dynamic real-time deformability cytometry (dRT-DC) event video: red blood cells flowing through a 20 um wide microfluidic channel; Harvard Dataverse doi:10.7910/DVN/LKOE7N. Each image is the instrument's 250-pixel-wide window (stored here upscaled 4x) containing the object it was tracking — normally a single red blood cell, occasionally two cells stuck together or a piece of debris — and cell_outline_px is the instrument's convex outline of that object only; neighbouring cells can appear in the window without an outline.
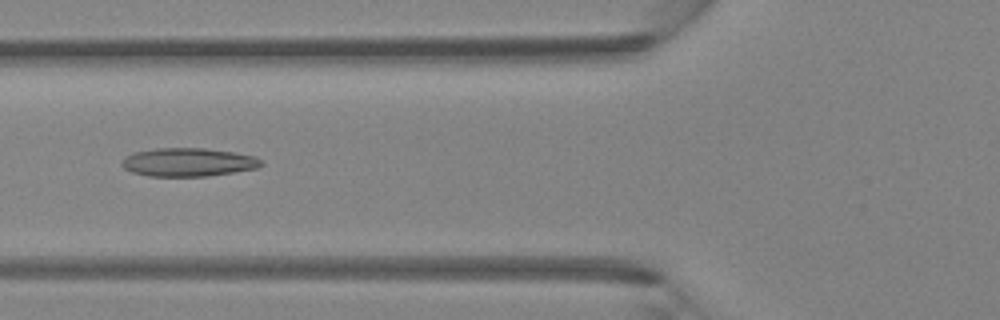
{"species": "Egyptian fruit bat (a non-hibernating species)", "species_latin": "Rousettus aegyptiacus", "temperature_condition": "room temperature", "stored_images_in_passage": 4, "camera_frame_rate_fps": 3000, "um_per_image_px": 0.085, "animal": {"sex": "female"}, "frame": {"image": 1, "passage_image": 4, "time_ms": 1.0, "image_size_px": [1000, 320], "cell_outline_px": [[264, 164], [256, 168], [208, 176], [148, 176], [132, 172], [124, 168], [120, 164], [124, 156], [132, 152], [156, 148], [204, 148], [236, 152], [252, 156], [264, 160]], "centroid_in_image_um": [15.97, 13.78], "position_along_channel_um": 109.8, "area_um2": 23.24}}